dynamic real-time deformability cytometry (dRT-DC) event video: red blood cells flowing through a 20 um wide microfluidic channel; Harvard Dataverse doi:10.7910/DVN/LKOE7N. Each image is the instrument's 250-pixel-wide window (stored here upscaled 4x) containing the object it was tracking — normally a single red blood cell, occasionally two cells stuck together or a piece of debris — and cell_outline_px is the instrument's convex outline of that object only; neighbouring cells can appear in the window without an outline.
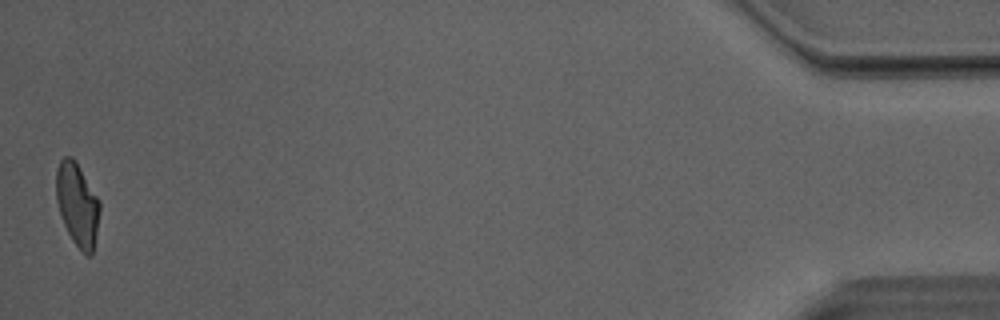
{"species": "Egyptian fruit bat (a non-hibernating species)", "species_latin": "Rousettus aegyptiacus", "temperature_condition": "room temperature", "stored_images_in_passage": 38, "camera_frame_rate_fps": 3000, "um_per_image_px": 0.085, "animal": {"sex": "male"}, "frame": {"image": 1, "passage_image": 38, "time_ms": 12.333, "image_size_px": [1000, 320], "cell_outline_px": [[100, 212], [92, 252], [88, 256], [72, 240], [64, 224], [56, 200], [56, 168], [60, 160], [64, 156], [72, 156], [76, 160], [100, 200]], "centroid_in_image_um": [6.57, 17.3], "position_along_channel_um": 428.6, "area_um2": 20.98}, "authors_computed_cell_mechanics": {"area_um2": 21.8195, "velocity_mm_per_s": 4.0808, "shape_relaxation_time_tau1_ms": 5.1683, "shape_relaxation_time_tau2_ms": 1.483, "deformation_change_tau1": 0.1698, "deformation_change_tau2": 0.0703}}